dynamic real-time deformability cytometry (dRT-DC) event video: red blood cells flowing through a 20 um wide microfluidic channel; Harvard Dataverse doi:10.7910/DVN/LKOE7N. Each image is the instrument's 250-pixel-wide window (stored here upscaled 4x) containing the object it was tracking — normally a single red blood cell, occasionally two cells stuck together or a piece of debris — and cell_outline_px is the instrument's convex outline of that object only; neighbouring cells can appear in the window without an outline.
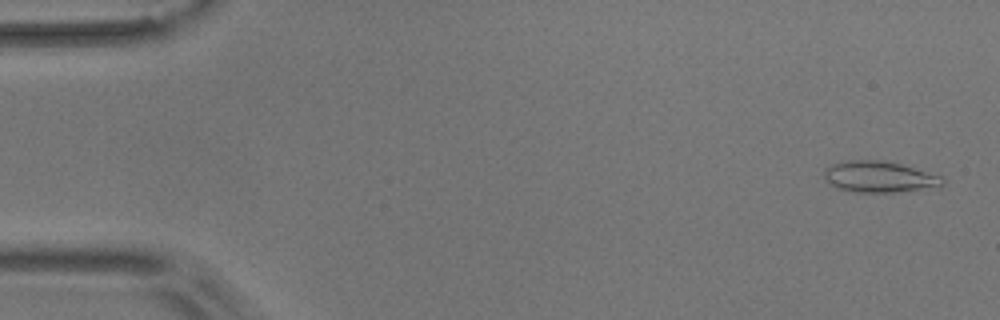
{"species": "common noctule bat (a hibernating species)", "species_latin": "Nyctalus noctula", "temperature_condition": "room temperature", "stored_images_in_passage": 5, "camera_frame_rate_fps": 3000, "um_per_image_px": 0.085, "animal": {"sex": "male", "body_mass_g": 17.9}, "frame": {"image": 1, "passage_image": 1, "time_ms": 0.0, "image_size_px": [1000, 320], "cell_outline_px": [[944, 184], [940, 188], [892, 192], [856, 192], [836, 188], [824, 176], [824, 172], [832, 164], [848, 160], [876, 160], [900, 164], [940, 176], [944, 180]], "centroid_in_image_um": [74.78, 15.05], "position_along_channel_um": 10.2, "area_um2": 21.27}}
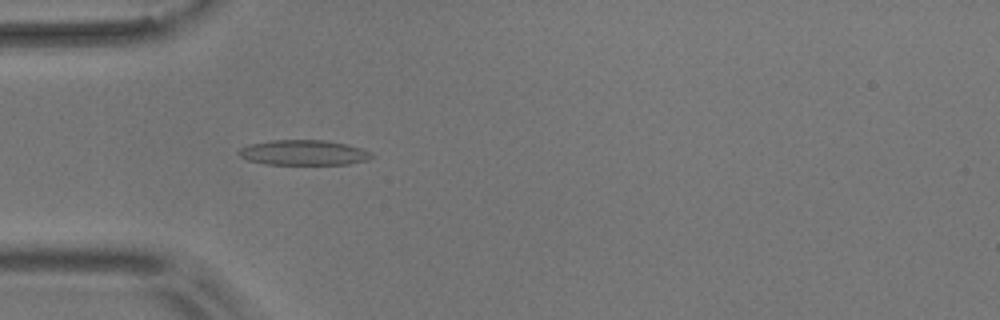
{"frame": {"image": 2, "passage_image": 5, "time_ms": 4.667, "image_size_px": [1000, 320], "cell_outline_px": [[372, 156], [368, 160], [348, 164], [264, 164], [248, 160], [240, 156], [236, 152], [240, 148], [248, 144], [272, 140], [324, 140], [348, 144], [360, 148], [368, 152]], "centroid_in_image_um": [25.75, 12.97], "position_along_channel_um": 59.2, "area_um2": 19.42}}